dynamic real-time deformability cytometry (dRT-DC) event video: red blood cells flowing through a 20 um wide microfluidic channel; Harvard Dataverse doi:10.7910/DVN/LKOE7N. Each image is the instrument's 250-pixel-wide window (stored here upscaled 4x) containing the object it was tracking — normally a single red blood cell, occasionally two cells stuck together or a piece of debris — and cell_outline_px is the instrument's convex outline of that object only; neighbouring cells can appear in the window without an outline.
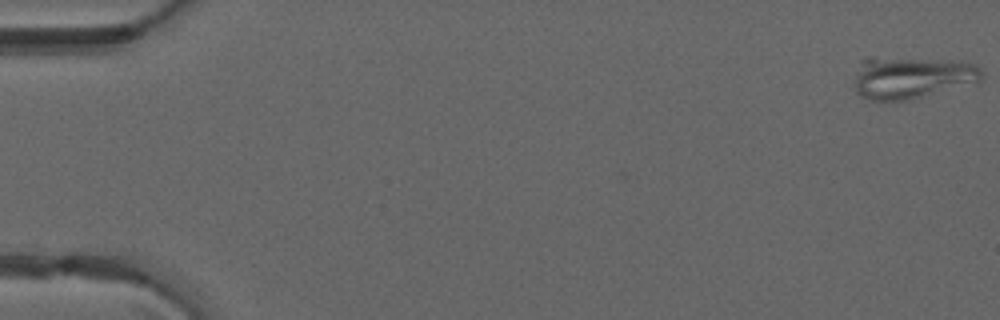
{"species": "common noctule bat (a hibernating species)", "species_latin": "Nyctalus noctula", "temperature_condition": "warm", "stored_images_in_passage": 20, "camera_frame_rate_fps": 3000, "um_per_image_px": 0.085, "animal": {"sex": "male", "forearm_length_mm": 52.5}, "frame": {"image": 1, "passage_image": 1, "time_ms": 0.0, "image_size_px": [1000, 320], "cell_outline_px": [[980, 80], [912, 100], [872, 100], [860, 96], [856, 92], [856, 76], [860, 60], [868, 56], [872, 56], [964, 60], [980, 68]], "centroid_in_image_um": [77.44, 6.55], "position_along_channel_um": 7.6, "area_um2": 31.44}}